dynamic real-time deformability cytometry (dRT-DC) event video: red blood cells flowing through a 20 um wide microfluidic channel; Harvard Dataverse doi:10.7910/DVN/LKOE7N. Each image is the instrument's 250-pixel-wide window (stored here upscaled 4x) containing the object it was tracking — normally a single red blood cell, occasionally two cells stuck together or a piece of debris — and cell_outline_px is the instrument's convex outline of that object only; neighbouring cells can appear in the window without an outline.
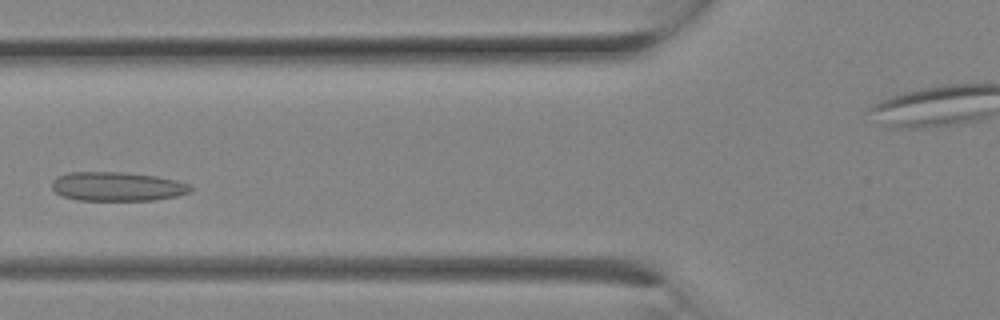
{"species": "Egyptian fruit bat (a non-hibernating species)", "species_latin": "Rousettus aegyptiacus", "temperature_condition": "room temperature", "stored_images_in_passage": 10, "camera_frame_rate_fps": 3000, "um_per_image_px": 0.085, "animal": {"sex": "female"}, "frame": {"image": 1, "passage_image": 6, "time_ms": 1.667, "image_size_px": [1000, 320], "cell_outline_px": [[192, 188], [188, 192], [176, 196], [156, 200], [76, 200], [64, 196], [56, 192], [52, 188], [52, 180], [56, 176], [68, 172], [120, 172], [156, 176], [176, 180], [192, 184]], "centroid_in_image_um": [9.96, 15.85], "position_along_channel_um": 115.8, "area_um2": 23.52}}
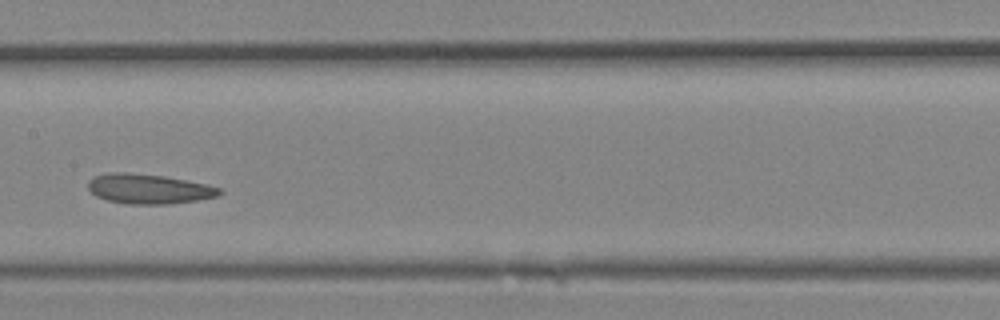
{"frame": {"image": 2, "passage_image": 9, "time_ms": 2.667, "image_size_px": [1000, 320], "cell_outline_px": [[224, 192], [220, 196], [196, 200], [168, 204], [124, 204], [108, 200], [96, 196], [88, 188], [88, 180], [96, 176], [112, 172], [128, 172], [164, 176], [204, 184], [220, 188]], "centroid_in_image_um": [12.64, 16.06], "position_along_channel_um": 194.8, "area_um2": 22.72}}